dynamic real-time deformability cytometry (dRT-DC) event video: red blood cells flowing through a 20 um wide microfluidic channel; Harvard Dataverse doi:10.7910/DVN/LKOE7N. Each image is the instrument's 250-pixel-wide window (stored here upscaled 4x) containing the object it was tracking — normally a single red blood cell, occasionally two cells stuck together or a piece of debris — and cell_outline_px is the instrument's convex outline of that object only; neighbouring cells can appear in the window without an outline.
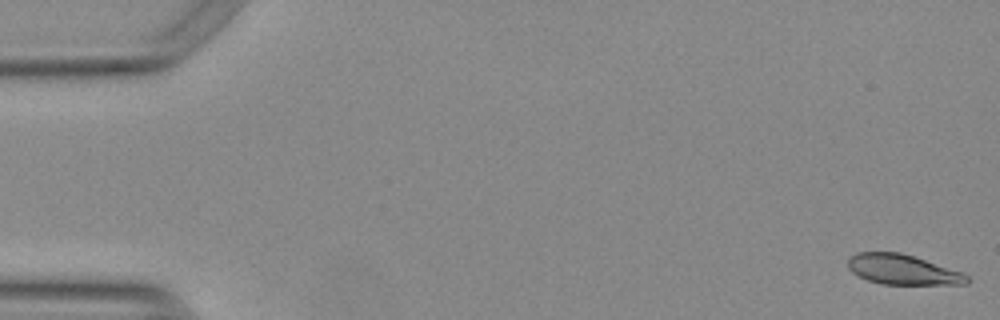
{"species": "Egyptian fruit bat (a non-hibernating species)", "species_latin": "Rousettus aegyptiacus", "temperature_condition": "warm", "stored_images_in_passage": 54, "camera_frame_rate_fps": 3000, "um_per_image_px": 0.085, "animal": {"sex": "female"}, "frame": {"image": 1, "passage_image": 1, "time_ms": 0.0, "image_size_px": [1000, 320], "cell_outline_px": [[968, 284], [884, 284], [868, 280], [852, 272], [848, 268], [848, 260], [856, 252], [900, 252], [964, 272], [968, 276]], "centroid_in_image_um": [76.74, 22.91], "position_along_channel_um": 8.3, "area_um2": 20.69}}
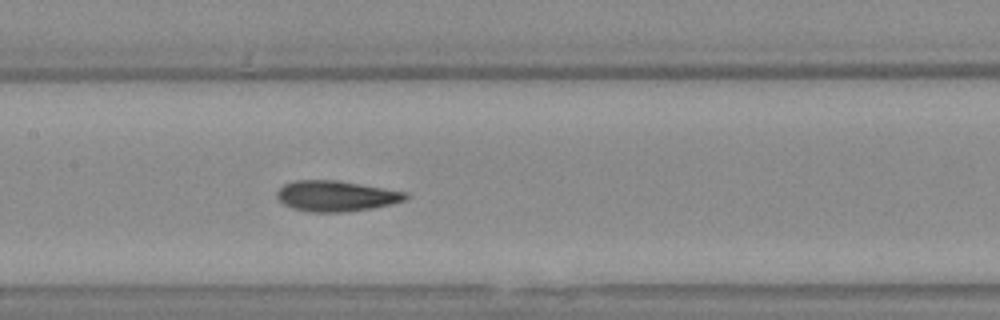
{"frame": {"image": 2, "passage_image": 26, "time_ms": 8.333, "image_size_px": [1000, 320], "cell_outline_px": [[412, 196], [404, 200], [392, 204], [372, 208], [344, 212], [312, 212], [292, 208], [284, 204], [276, 196], [276, 192], [284, 184], [292, 180], [340, 180], [408, 192]], "centroid_in_image_um": [28.6, 16.65], "position_along_channel_um": 178.8, "area_um2": 23.24}}
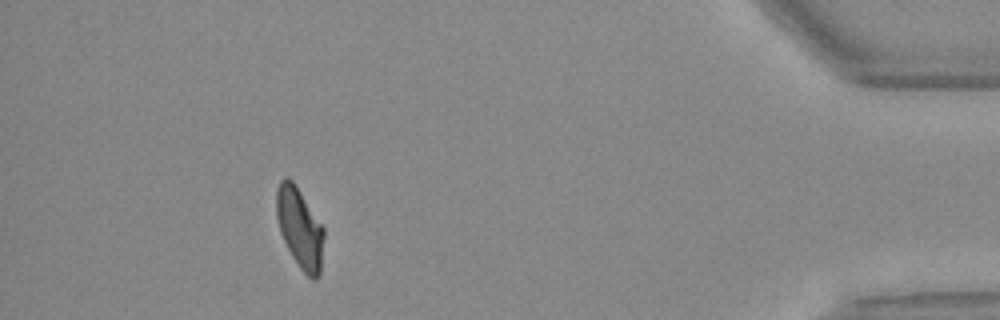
{"frame": {"image": 3, "passage_image": 49, "time_ms": 16.0, "image_size_px": [1000, 320], "cell_outline_px": [[324, 236], [320, 276], [316, 280], [312, 280], [300, 268], [292, 256], [280, 232], [276, 216], [276, 188], [280, 180], [284, 176], [288, 176], [292, 180], [324, 228]], "centroid_in_image_um": [25.47, 19.38], "position_along_channel_um": 409.7, "area_um2": 22.2}, "authors_computed_cell_mechanics": {"area_um2": 22.5709, "velocity_mm_per_s": 3.769, "shape_relaxation_time_tau1_ms": 4.7923, "shape_relaxation_time_tau2_ms": 1.6324, "deformation_change_tau1": 0.1645, "deformation_change_tau2": 0.0781}}